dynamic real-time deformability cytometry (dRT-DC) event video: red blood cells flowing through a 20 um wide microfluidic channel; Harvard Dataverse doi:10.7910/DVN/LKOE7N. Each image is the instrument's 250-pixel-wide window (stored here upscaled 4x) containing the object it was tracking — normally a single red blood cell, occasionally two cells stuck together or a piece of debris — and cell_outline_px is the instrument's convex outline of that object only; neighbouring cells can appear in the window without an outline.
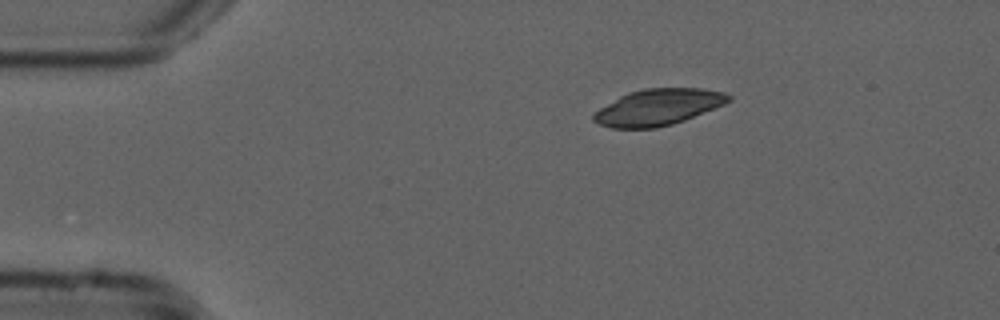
{"species": "common noctule bat (a hibernating species)", "species_latin": "Nyctalus noctula", "temperature_condition": "cold", "stored_images_in_passage": 45, "camera_frame_rate_fps": 3000, "um_per_image_px": 0.085, "animal": {"sex": "male", "forearm_length_mm": 52.5}, "frame": {"image": 1, "passage_image": 1, "time_ms": 0.0, "image_size_px": [1000, 320], "cell_outline_px": [[732, 100], [724, 104], [684, 120], [672, 124], [656, 128], [612, 128], [600, 124], [592, 120], [592, 112], [620, 96], [628, 92], [644, 88], [704, 88], [724, 92], [732, 96]], "centroid_in_image_um": [55.93, 9.1], "position_along_channel_um": 29.1, "area_um2": 28.61}}
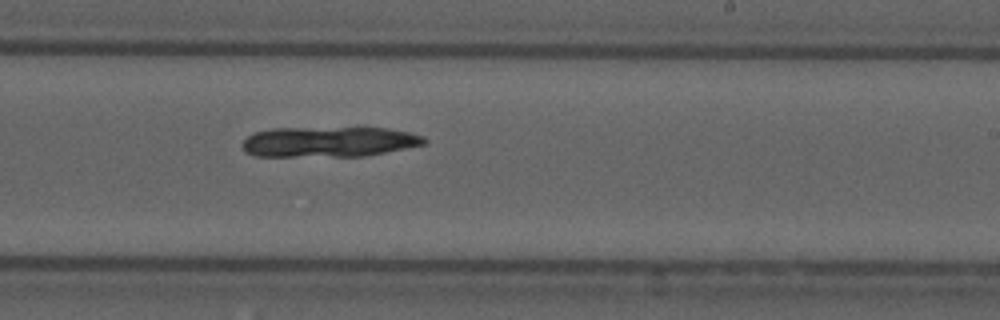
{"frame": {"image": 2, "passage_image": 24, "time_ms": 7.667, "image_size_px": [1000, 320], "cell_outline_px": [[428, 140], [424, 144], [364, 156], [256, 156], [248, 152], [244, 148], [244, 140], [248, 136], [256, 132], [272, 128], [388, 128], [408, 132], [424, 136]], "centroid_in_image_um": [27.98, 12.05], "position_along_channel_um": 261.0, "area_um2": 31.79}}
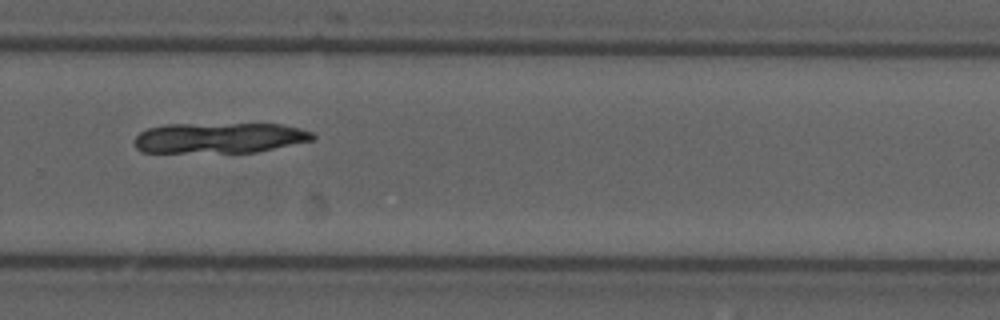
{"frame": {"image": 3, "passage_image": 28, "time_ms": 9.0, "image_size_px": [1000, 320], "cell_outline_px": [[316, 136], [312, 140], [256, 152], [140, 152], [136, 148], [136, 136], [140, 132], [148, 128], [164, 124], [280, 124], [300, 128], [312, 132]], "centroid_in_image_um": [18.64, 11.71], "position_along_channel_um": 311.2, "area_um2": 31.56}}